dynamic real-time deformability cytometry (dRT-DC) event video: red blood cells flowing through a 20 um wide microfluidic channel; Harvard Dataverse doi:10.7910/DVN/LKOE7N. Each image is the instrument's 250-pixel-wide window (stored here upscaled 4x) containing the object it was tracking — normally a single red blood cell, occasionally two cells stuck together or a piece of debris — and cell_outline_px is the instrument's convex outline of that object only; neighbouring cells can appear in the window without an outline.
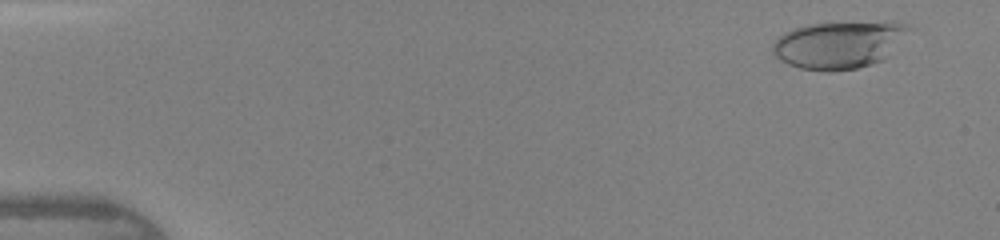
{"species": "human", "species_latin": "Homo sapiens", "temperature_condition": "warm", "stored_images_in_passage": 44, "camera_frame_rate_fps": 3000, "um_per_image_px": 0.085, "donor": {"sex": "female"}, "frame": {"image": 1, "passage_image": 3, "time_ms": 0.667, "image_size_px": [1000, 240], "cell_outline_px": [[908, 28], [884, 60], [872, 64], [856, 68], [832, 72], [828, 72], [800, 68], [788, 64], [780, 60], [772, 52], [772, 44], [784, 32], [792, 28], [808, 24], [892, 20], [896, 20], [904, 24]], "centroid_in_image_um": [71.25, 3.79], "position_along_channel_um": 13.7, "area_um2": 37.57}}
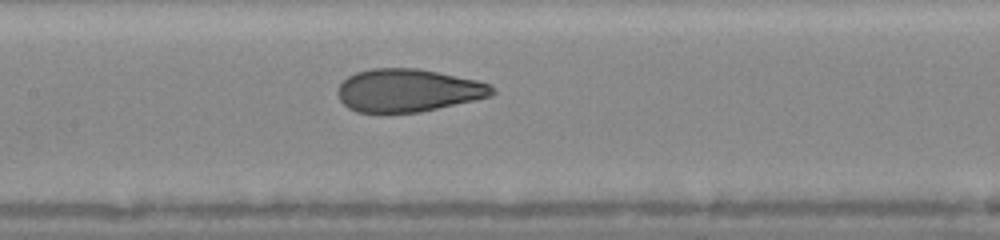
{"frame": {"image": 2, "passage_image": 22, "time_ms": 7.0, "image_size_px": [1000, 240], "cell_outline_px": [[496, 92], [492, 96], [420, 112], [356, 112], [348, 108], [340, 100], [336, 92], [340, 84], [348, 76], [356, 72], [372, 68], [416, 68], [476, 80], [492, 84], [496, 88]], "centroid_in_image_um": [34.69, 7.68], "position_along_channel_um": 172.7, "area_um2": 38.55}}
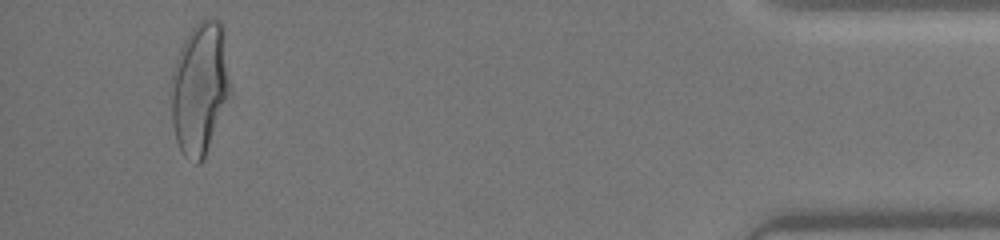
{"frame": {"image": 3, "passage_image": 42, "time_ms": 13.667, "image_size_px": [1000, 240], "cell_outline_px": [[228, 92], [204, 156], [200, 164], [196, 164], [184, 156], [176, 140], [172, 120], [172, 68], [180, 48], [184, 40], [192, 28], [200, 20], [220, 20], [224, 24], [228, 84]], "centroid_in_image_um": [16.93, 7.44], "position_along_channel_um": 418.3, "area_um2": 43.99}}